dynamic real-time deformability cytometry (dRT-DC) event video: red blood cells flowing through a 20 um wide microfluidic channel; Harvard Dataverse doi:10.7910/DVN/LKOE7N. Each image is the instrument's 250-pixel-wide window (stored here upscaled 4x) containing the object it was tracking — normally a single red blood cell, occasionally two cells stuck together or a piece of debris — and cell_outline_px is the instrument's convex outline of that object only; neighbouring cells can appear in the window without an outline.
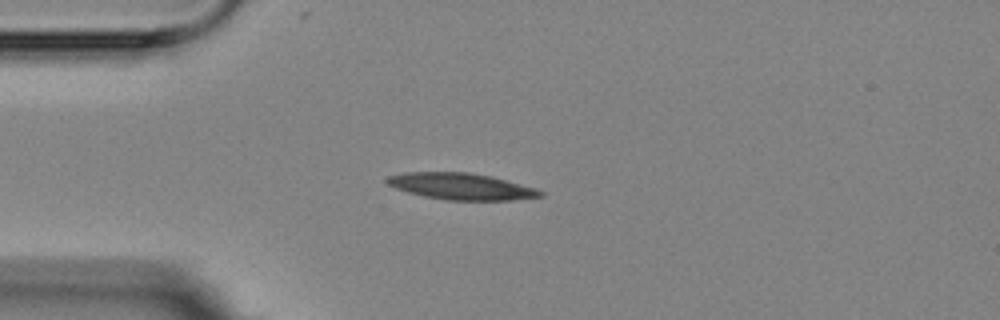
{"species": "Egyptian fruit bat (a non-hibernating species)", "species_latin": "Rousettus aegyptiacus", "temperature_condition": "room temperature", "stored_images_in_passage": 1, "camera_frame_rate_fps": 3000, "um_per_image_px": 0.085, "animal": {"sex": "female"}, "frame": {"image": 1, "passage_image": 1, "time_ms": 0.0, "image_size_px": [1000, 320], "cell_outline_px": [[544, 196], [512, 200], [444, 200], [424, 196], [408, 192], [396, 188], [388, 184], [384, 180], [388, 176], [404, 172], [468, 172], [492, 176], [536, 188], [544, 192]], "centroid_in_image_um": [39.21, 15.84], "position_along_channel_um": 45.8, "area_um2": 23.76}}